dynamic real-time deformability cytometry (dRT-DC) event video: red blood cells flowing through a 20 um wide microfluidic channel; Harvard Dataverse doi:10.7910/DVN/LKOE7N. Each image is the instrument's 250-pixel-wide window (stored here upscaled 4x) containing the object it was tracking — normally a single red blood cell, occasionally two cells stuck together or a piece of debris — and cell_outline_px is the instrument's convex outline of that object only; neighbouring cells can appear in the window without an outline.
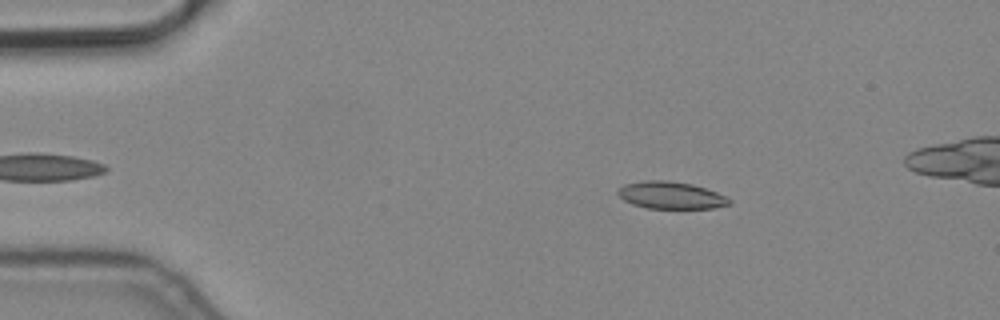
{"species": "common noctule bat (a hibernating species)", "species_latin": "Nyctalus noctula", "temperature_condition": "cold", "stored_images_in_passage": 4, "camera_frame_rate_fps": 3000, "um_per_image_px": 0.085, "animal": {"sex": "male", "body_mass_g": 19.2, "forearm_length_mm": 51.8}, "frame": {"image": 1, "passage_image": 1, "time_ms": 0.0, "image_size_px": [1000, 320], "cell_outline_px": [[732, 204], [716, 208], [648, 208], [632, 204], [624, 200], [616, 192], [624, 184], [644, 180], [668, 180], [692, 184], [716, 192], [732, 200]], "centroid_in_image_um": [57.03, 16.59], "position_along_channel_um": 28.0, "area_um2": 17.63}}